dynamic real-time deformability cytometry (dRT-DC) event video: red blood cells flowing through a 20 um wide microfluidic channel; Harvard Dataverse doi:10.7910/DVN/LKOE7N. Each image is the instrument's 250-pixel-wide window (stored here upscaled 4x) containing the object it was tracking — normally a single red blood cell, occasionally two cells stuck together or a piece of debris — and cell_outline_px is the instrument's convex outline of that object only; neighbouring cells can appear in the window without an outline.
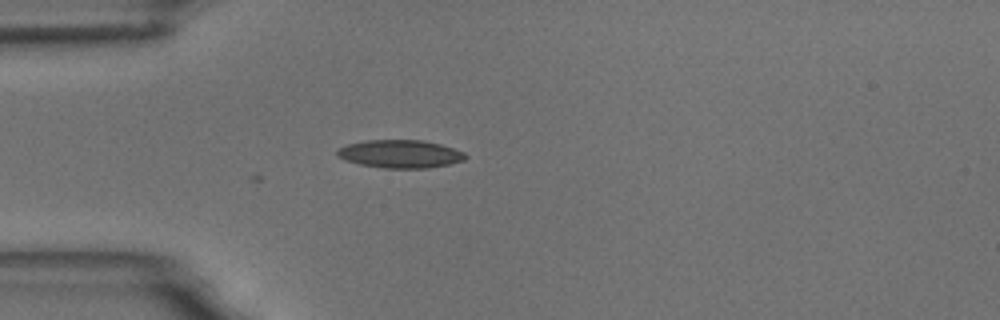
{"species": "common noctule bat (a hibernating species)", "species_latin": "Nyctalus noctula", "temperature_condition": "room temperature", "stored_images_in_passage": 9, "camera_frame_rate_fps": 3000, "um_per_image_px": 0.085, "animal": {"sex": "male", "body_mass_g": 18.8}, "frame": {"image": 1, "passage_image": 1, "time_ms": 0.0, "image_size_px": [1000, 320], "cell_outline_px": [[468, 156], [464, 160], [448, 164], [428, 168], [384, 168], [360, 164], [344, 160], [336, 156], [336, 152], [340, 148], [348, 144], [364, 140], [424, 140], [440, 144], [464, 152]], "centroid_in_image_um": [34.01, 13.08], "position_along_channel_um": 51.0, "area_um2": 20.92}}